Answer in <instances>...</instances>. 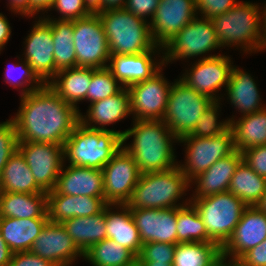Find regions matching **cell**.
Returning <instances> with one entry per match:
<instances>
[{
	"label": "cell",
	"mask_w": 266,
	"mask_h": 266,
	"mask_svg": "<svg viewBox=\"0 0 266 266\" xmlns=\"http://www.w3.org/2000/svg\"><path fill=\"white\" fill-rule=\"evenodd\" d=\"M20 98L18 112L10 118L18 142L63 145L79 122L77 109L65 102L48 84Z\"/></svg>",
	"instance_id": "1"
},
{
	"label": "cell",
	"mask_w": 266,
	"mask_h": 266,
	"mask_svg": "<svg viewBox=\"0 0 266 266\" xmlns=\"http://www.w3.org/2000/svg\"><path fill=\"white\" fill-rule=\"evenodd\" d=\"M133 137L130 144H126ZM178 139L162 120H133L122 136L124 147L134 158L141 174L161 172L178 165L173 143Z\"/></svg>",
	"instance_id": "2"
},
{
	"label": "cell",
	"mask_w": 266,
	"mask_h": 266,
	"mask_svg": "<svg viewBox=\"0 0 266 266\" xmlns=\"http://www.w3.org/2000/svg\"><path fill=\"white\" fill-rule=\"evenodd\" d=\"M260 7L258 3L239 1L227 12L211 18L220 46L237 47L245 54L258 53L263 38Z\"/></svg>",
	"instance_id": "3"
},
{
	"label": "cell",
	"mask_w": 266,
	"mask_h": 266,
	"mask_svg": "<svg viewBox=\"0 0 266 266\" xmlns=\"http://www.w3.org/2000/svg\"><path fill=\"white\" fill-rule=\"evenodd\" d=\"M124 133L92 129L78 122L63 144L64 163L68 161V165L102 170L123 146Z\"/></svg>",
	"instance_id": "4"
},
{
	"label": "cell",
	"mask_w": 266,
	"mask_h": 266,
	"mask_svg": "<svg viewBox=\"0 0 266 266\" xmlns=\"http://www.w3.org/2000/svg\"><path fill=\"white\" fill-rule=\"evenodd\" d=\"M190 181L177 165L173 169L161 172L141 174L126 205L130 209H170L190 203L186 196ZM185 194V195H184ZM179 199L184 202L178 203Z\"/></svg>",
	"instance_id": "5"
},
{
	"label": "cell",
	"mask_w": 266,
	"mask_h": 266,
	"mask_svg": "<svg viewBox=\"0 0 266 266\" xmlns=\"http://www.w3.org/2000/svg\"><path fill=\"white\" fill-rule=\"evenodd\" d=\"M98 15L107 37L110 55L141 54L156 46L149 22L125 8L106 9Z\"/></svg>",
	"instance_id": "6"
},
{
	"label": "cell",
	"mask_w": 266,
	"mask_h": 266,
	"mask_svg": "<svg viewBox=\"0 0 266 266\" xmlns=\"http://www.w3.org/2000/svg\"><path fill=\"white\" fill-rule=\"evenodd\" d=\"M203 223L208 242H215L221 248L232 236L244 210L248 207L230 191L201 198H190Z\"/></svg>",
	"instance_id": "7"
},
{
	"label": "cell",
	"mask_w": 266,
	"mask_h": 266,
	"mask_svg": "<svg viewBox=\"0 0 266 266\" xmlns=\"http://www.w3.org/2000/svg\"><path fill=\"white\" fill-rule=\"evenodd\" d=\"M212 101L208 96L188 87L180 79H175L168 94L162 121L170 128L172 134L180 139L193 131Z\"/></svg>",
	"instance_id": "8"
},
{
	"label": "cell",
	"mask_w": 266,
	"mask_h": 266,
	"mask_svg": "<svg viewBox=\"0 0 266 266\" xmlns=\"http://www.w3.org/2000/svg\"><path fill=\"white\" fill-rule=\"evenodd\" d=\"M220 48L222 49L210 19L197 16L162 47L164 67L179 59L215 57L217 54L208 56L207 53Z\"/></svg>",
	"instance_id": "9"
},
{
	"label": "cell",
	"mask_w": 266,
	"mask_h": 266,
	"mask_svg": "<svg viewBox=\"0 0 266 266\" xmlns=\"http://www.w3.org/2000/svg\"><path fill=\"white\" fill-rule=\"evenodd\" d=\"M178 143L184 144L186 153L178 166L189 181L235 150L231 128L215 137L183 136Z\"/></svg>",
	"instance_id": "10"
},
{
	"label": "cell",
	"mask_w": 266,
	"mask_h": 266,
	"mask_svg": "<svg viewBox=\"0 0 266 266\" xmlns=\"http://www.w3.org/2000/svg\"><path fill=\"white\" fill-rule=\"evenodd\" d=\"M76 67L106 68L110 58L107 37L98 14L73 20Z\"/></svg>",
	"instance_id": "11"
},
{
	"label": "cell",
	"mask_w": 266,
	"mask_h": 266,
	"mask_svg": "<svg viewBox=\"0 0 266 266\" xmlns=\"http://www.w3.org/2000/svg\"><path fill=\"white\" fill-rule=\"evenodd\" d=\"M162 71L161 68L151 78L127 87L133 120H162L173 84L165 78Z\"/></svg>",
	"instance_id": "12"
},
{
	"label": "cell",
	"mask_w": 266,
	"mask_h": 266,
	"mask_svg": "<svg viewBox=\"0 0 266 266\" xmlns=\"http://www.w3.org/2000/svg\"><path fill=\"white\" fill-rule=\"evenodd\" d=\"M104 200L107 204H126L141 173L132 155L121 147L103 168Z\"/></svg>",
	"instance_id": "13"
},
{
	"label": "cell",
	"mask_w": 266,
	"mask_h": 266,
	"mask_svg": "<svg viewBox=\"0 0 266 266\" xmlns=\"http://www.w3.org/2000/svg\"><path fill=\"white\" fill-rule=\"evenodd\" d=\"M36 184L44 191H53L64 164L63 145L54 143L18 142Z\"/></svg>",
	"instance_id": "14"
},
{
	"label": "cell",
	"mask_w": 266,
	"mask_h": 266,
	"mask_svg": "<svg viewBox=\"0 0 266 266\" xmlns=\"http://www.w3.org/2000/svg\"><path fill=\"white\" fill-rule=\"evenodd\" d=\"M232 67L233 62L228 55L218 54L215 57L198 59L179 79L198 93L212 100H221L220 97L224 96H218L217 93L221 88H227Z\"/></svg>",
	"instance_id": "15"
},
{
	"label": "cell",
	"mask_w": 266,
	"mask_h": 266,
	"mask_svg": "<svg viewBox=\"0 0 266 266\" xmlns=\"http://www.w3.org/2000/svg\"><path fill=\"white\" fill-rule=\"evenodd\" d=\"M197 16L195 0H159L149 22L154 43L163 47Z\"/></svg>",
	"instance_id": "16"
},
{
	"label": "cell",
	"mask_w": 266,
	"mask_h": 266,
	"mask_svg": "<svg viewBox=\"0 0 266 266\" xmlns=\"http://www.w3.org/2000/svg\"><path fill=\"white\" fill-rule=\"evenodd\" d=\"M38 18L25 38V50L22 55L37 77L44 84H48L55 76L52 28L42 15Z\"/></svg>",
	"instance_id": "17"
},
{
	"label": "cell",
	"mask_w": 266,
	"mask_h": 266,
	"mask_svg": "<svg viewBox=\"0 0 266 266\" xmlns=\"http://www.w3.org/2000/svg\"><path fill=\"white\" fill-rule=\"evenodd\" d=\"M29 251L57 266H72L77 257H84V253L77 247L63 225L50 220L47 221Z\"/></svg>",
	"instance_id": "18"
},
{
	"label": "cell",
	"mask_w": 266,
	"mask_h": 266,
	"mask_svg": "<svg viewBox=\"0 0 266 266\" xmlns=\"http://www.w3.org/2000/svg\"><path fill=\"white\" fill-rule=\"evenodd\" d=\"M160 52L163 53L162 47L156 45L152 50L141 54L110 55L107 68L123 87L127 88L151 78L163 68L164 60ZM156 54L158 56H155ZM159 54L161 59L156 60V57L160 58Z\"/></svg>",
	"instance_id": "19"
},
{
	"label": "cell",
	"mask_w": 266,
	"mask_h": 266,
	"mask_svg": "<svg viewBox=\"0 0 266 266\" xmlns=\"http://www.w3.org/2000/svg\"><path fill=\"white\" fill-rule=\"evenodd\" d=\"M142 244H177V207L170 209H130Z\"/></svg>",
	"instance_id": "20"
},
{
	"label": "cell",
	"mask_w": 266,
	"mask_h": 266,
	"mask_svg": "<svg viewBox=\"0 0 266 266\" xmlns=\"http://www.w3.org/2000/svg\"><path fill=\"white\" fill-rule=\"evenodd\" d=\"M266 239V214L255 206H248L235 230L222 247V256L239 259L251 248Z\"/></svg>",
	"instance_id": "21"
},
{
	"label": "cell",
	"mask_w": 266,
	"mask_h": 266,
	"mask_svg": "<svg viewBox=\"0 0 266 266\" xmlns=\"http://www.w3.org/2000/svg\"><path fill=\"white\" fill-rule=\"evenodd\" d=\"M54 189L64 195L104 198L103 172L64 163Z\"/></svg>",
	"instance_id": "22"
},
{
	"label": "cell",
	"mask_w": 266,
	"mask_h": 266,
	"mask_svg": "<svg viewBox=\"0 0 266 266\" xmlns=\"http://www.w3.org/2000/svg\"><path fill=\"white\" fill-rule=\"evenodd\" d=\"M82 114H79V122L84 126L104 131L113 130L106 126L115 124L131 115L130 95L127 88L123 87L115 95L92 102L89 104L86 115Z\"/></svg>",
	"instance_id": "23"
},
{
	"label": "cell",
	"mask_w": 266,
	"mask_h": 266,
	"mask_svg": "<svg viewBox=\"0 0 266 266\" xmlns=\"http://www.w3.org/2000/svg\"><path fill=\"white\" fill-rule=\"evenodd\" d=\"M107 203L104 198L59 194L55 189L47 192L48 218L62 223L74 217H87L101 212Z\"/></svg>",
	"instance_id": "24"
},
{
	"label": "cell",
	"mask_w": 266,
	"mask_h": 266,
	"mask_svg": "<svg viewBox=\"0 0 266 266\" xmlns=\"http://www.w3.org/2000/svg\"><path fill=\"white\" fill-rule=\"evenodd\" d=\"M242 161V153L234 150L228 156L217 160L210 168L190 181L195 186L191 198H201L228 191L236 167Z\"/></svg>",
	"instance_id": "25"
},
{
	"label": "cell",
	"mask_w": 266,
	"mask_h": 266,
	"mask_svg": "<svg viewBox=\"0 0 266 266\" xmlns=\"http://www.w3.org/2000/svg\"><path fill=\"white\" fill-rule=\"evenodd\" d=\"M105 222L107 238L128 248L138 256L143 244L130 208L126 204H107Z\"/></svg>",
	"instance_id": "26"
},
{
	"label": "cell",
	"mask_w": 266,
	"mask_h": 266,
	"mask_svg": "<svg viewBox=\"0 0 266 266\" xmlns=\"http://www.w3.org/2000/svg\"><path fill=\"white\" fill-rule=\"evenodd\" d=\"M251 74L233 65L227 88V99L241 116L266 108L262 105L258 85Z\"/></svg>",
	"instance_id": "27"
},
{
	"label": "cell",
	"mask_w": 266,
	"mask_h": 266,
	"mask_svg": "<svg viewBox=\"0 0 266 266\" xmlns=\"http://www.w3.org/2000/svg\"><path fill=\"white\" fill-rule=\"evenodd\" d=\"M92 79V68L72 67L60 70L48 85L67 103L73 105L78 113V102L87 100V91Z\"/></svg>",
	"instance_id": "28"
},
{
	"label": "cell",
	"mask_w": 266,
	"mask_h": 266,
	"mask_svg": "<svg viewBox=\"0 0 266 266\" xmlns=\"http://www.w3.org/2000/svg\"><path fill=\"white\" fill-rule=\"evenodd\" d=\"M48 218L47 193H0V218Z\"/></svg>",
	"instance_id": "29"
},
{
	"label": "cell",
	"mask_w": 266,
	"mask_h": 266,
	"mask_svg": "<svg viewBox=\"0 0 266 266\" xmlns=\"http://www.w3.org/2000/svg\"><path fill=\"white\" fill-rule=\"evenodd\" d=\"M49 218H0V232L13 253L29 251Z\"/></svg>",
	"instance_id": "30"
},
{
	"label": "cell",
	"mask_w": 266,
	"mask_h": 266,
	"mask_svg": "<svg viewBox=\"0 0 266 266\" xmlns=\"http://www.w3.org/2000/svg\"><path fill=\"white\" fill-rule=\"evenodd\" d=\"M233 132L234 149L242 152L248 148L266 145V108L252 114L227 118Z\"/></svg>",
	"instance_id": "31"
},
{
	"label": "cell",
	"mask_w": 266,
	"mask_h": 266,
	"mask_svg": "<svg viewBox=\"0 0 266 266\" xmlns=\"http://www.w3.org/2000/svg\"><path fill=\"white\" fill-rule=\"evenodd\" d=\"M61 224L83 253L92 245L107 238L105 208L96 215L74 217Z\"/></svg>",
	"instance_id": "32"
},
{
	"label": "cell",
	"mask_w": 266,
	"mask_h": 266,
	"mask_svg": "<svg viewBox=\"0 0 266 266\" xmlns=\"http://www.w3.org/2000/svg\"><path fill=\"white\" fill-rule=\"evenodd\" d=\"M42 193L25 157L17 151L9 158L0 175V193Z\"/></svg>",
	"instance_id": "33"
},
{
	"label": "cell",
	"mask_w": 266,
	"mask_h": 266,
	"mask_svg": "<svg viewBox=\"0 0 266 266\" xmlns=\"http://www.w3.org/2000/svg\"><path fill=\"white\" fill-rule=\"evenodd\" d=\"M52 28L54 44L55 75L58 71L76 67V52L73 40V20H60L42 17Z\"/></svg>",
	"instance_id": "34"
},
{
	"label": "cell",
	"mask_w": 266,
	"mask_h": 266,
	"mask_svg": "<svg viewBox=\"0 0 266 266\" xmlns=\"http://www.w3.org/2000/svg\"><path fill=\"white\" fill-rule=\"evenodd\" d=\"M228 191L247 206H255L266 191V178L257 174L242 160L236 167Z\"/></svg>",
	"instance_id": "35"
},
{
	"label": "cell",
	"mask_w": 266,
	"mask_h": 266,
	"mask_svg": "<svg viewBox=\"0 0 266 266\" xmlns=\"http://www.w3.org/2000/svg\"><path fill=\"white\" fill-rule=\"evenodd\" d=\"M83 259L92 266H131L137 261V256L128 248L106 238L92 245L84 253Z\"/></svg>",
	"instance_id": "36"
},
{
	"label": "cell",
	"mask_w": 266,
	"mask_h": 266,
	"mask_svg": "<svg viewBox=\"0 0 266 266\" xmlns=\"http://www.w3.org/2000/svg\"><path fill=\"white\" fill-rule=\"evenodd\" d=\"M222 256V248L215 242L176 244L173 266H211Z\"/></svg>",
	"instance_id": "37"
},
{
	"label": "cell",
	"mask_w": 266,
	"mask_h": 266,
	"mask_svg": "<svg viewBox=\"0 0 266 266\" xmlns=\"http://www.w3.org/2000/svg\"><path fill=\"white\" fill-rule=\"evenodd\" d=\"M191 242H208V234L201 216L190 202L177 207V244Z\"/></svg>",
	"instance_id": "38"
},
{
	"label": "cell",
	"mask_w": 266,
	"mask_h": 266,
	"mask_svg": "<svg viewBox=\"0 0 266 266\" xmlns=\"http://www.w3.org/2000/svg\"><path fill=\"white\" fill-rule=\"evenodd\" d=\"M220 101L213 100L205 109L199 121L195 125L193 131L186 136L196 137H215L225 133L230 128V122L228 119L224 121H218L219 110L221 109Z\"/></svg>",
	"instance_id": "39"
},
{
	"label": "cell",
	"mask_w": 266,
	"mask_h": 266,
	"mask_svg": "<svg viewBox=\"0 0 266 266\" xmlns=\"http://www.w3.org/2000/svg\"><path fill=\"white\" fill-rule=\"evenodd\" d=\"M123 85L112 75L106 67L101 69L92 68V79L87 91V101L96 102L117 94Z\"/></svg>",
	"instance_id": "40"
},
{
	"label": "cell",
	"mask_w": 266,
	"mask_h": 266,
	"mask_svg": "<svg viewBox=\"0 0 266 266\" xmlns=\"http://www.w3.org/2000/svg\"><path fill=\"white\" fill-rule=\"evenodd\" d=\"M20 60L19 64L11 65L6 68V72H4V81L14 88H22L20 89V96H23L41 88L44 83L37 77L25 59ZM14 73L19 74H17V78L13 76L15 75Z\"/></svg>",
	"instance_id": "41"
},
{
	"label": "cell",
	"mask_w": 266,
	"mask_h": 266,
	"mask_svg": "<svg viewBox=\"0 0 266 266\" xmlns=\"http://www.w3.org/2000/svg\"><path fill=\"white\" fill-rule=\"evenodd\" d=\"M176 245L170 243L147 242L137 256L139 263H173Z\"/></svg>",
	"instance_id": "42"
},
{
	"label": "cell",
	"mask_w": 266,
	"mask_h": 266,
	"mask_svg": "<svg viewBox=\"0 0 266 266\" xmlns=\"http://www.w3.org/2000/svg\"><path fill=\"white\" fill-rule=\"evenodd\" d=\"M18 149V138L14 123L9 119L0 123V175L9 158Z\"/></svg>",
	"instance_id": "43"
},
{
	"label": "cell",
	"mask_w": 266,
	"mask_h": 266,
	"mask_svg": "<svg viewBox=\"0 0 266 266\" xmlns=\"http://www.w3.org/2000/svg\"><path fill=\"white\" fill-rule=\"evenodd\" d=\"M60 13V20H77L91 13L85 7L84 0H54L51 10Z\"/></svg>",
	"instance_id": "44"
},
{
	"label": "cell",
	"mask_w": 266,
	"mask_h": 266,
	"mask_svg": "<svg viewBox=\"0 0 266 266\" xmlns=\"http://www.w3.org/2000/svg\"><path fill=\"white\" fill-rule=\"evenodd\" d=\"M237 0H195L197 15L211 19L230 10Z\"/></svg>",
	"instance_id": "45"
},
{
	"label": "cell",
	"mask_w": 266,
	"mask_h": 266,
	"mask_svg": "<svg viewBox=\"0 0 266 266\" xmlns=\"http://www.w3.org/2000/svg\"><path fill=\"white\" fill-rule=\"evenodd\" d=\"M242 153V160L257 174L266 178V145L248 148Z\"/></svg>",
	"instance_id": "46"
},
{
	"label": "cell",
	"mask_w": 266,
	"mask_h": 266,
	"mask_svg": "<svg viewBox=\"0 0 266 266\" xmlns=\"http://www.w3.org/2000/svg\"><path fill=\"white\" fill-rule=\"evenodd\" d=\"M158 4L159 0H127L124 8L137 17L150 22L156 12ZM146 17H149L150 20Z\"/></svg>",
	"instance_id": "47"
},
{
	"label": "cell",
	"mask_w": 266,
	"mask_h": 266,
	"mask_svg": "<svg viewBox=\"0 0 266 266\" xmlns=\"http://www.w3.org/2000/svg\"><path fill=\"white\" fill-rule=\"evenodd\" d=\"M9 266H57L53 262L44 259L30 251L16 252L12 254Z\"/></svg>",
	"instance_id": "48"
},
{
	"label": "cell",
	"mask_w": 266,
	"mask_h": 266,
	"mask_svg": "<svg viewBox=\"0 0 266 266\" xmlns=\"http://www.w3.org/2000/svg\"><path fill=\"white\" fill-rule=\"evenodd\" d=\"M239 260L246 266H266V239L243 254Z\"/></svg>",
	"instance_id": "49"
},
{
	"label": "cell",
	"mask_w": 266,
	"mask_h": 266,
	"mask_svg": "<svg viewBox=\"0 0 266 266\" xmlns=\"http://www.w3.org/2000/svg\"><path fill=\"white\" fill-rule=\"evenodd\" d=\"M8 7L14 14L30 17V0H8Z\"/></svg>",
	"instance_id": "50"
},
{
	"label": "cell",
	"mask_w": 266,
	"mask_h": 266,
	"mask_svg": "<svg viewBox=\"0 0 266 266\" xmlns=\"http://www.w3.org/2000/svg\"><path fill=\"white\" fill-rule=\"evenodd\" d=\"M11 26L9 20H7L6 15L0 13V52L8 43L11 37Z\"/></svg>",
	"instance_id": "51"
},
{
	"label": "cell",
	"mask_w": 266,
	"mask_h": 266,
	"mask_svg": "<svg viewBox=\"0 0 266 266\" xmlns=\"http://www.w3.org/2000/svg\"><path fill=\"white\" fill-rule=\"evenodd\" d=\"M54 0H30V17L33 18L37 14L48 13L47 11H51V7Z\"/></svg>",
	"instance_id": "52"
},
{
	"label": "cell",
	"mask_w": 266,
	"mask_h": 266,
	"mask_svg": "<svg viewBox=\"0 0 266 266\" xmlns=\"http://www.w3.org/2000/svg\"><path fill=\"white\" fill-rule=\"evenodd\" d=\"M13 252L5 243L0 232V266H9Z\"/></svg>",
	"instance_id": "53"
},
{
	"label": "cell",
	"mask_w": 266,
	"mask_h": 266,
	"mask_svg": "<svg viewBox=\"0 0 266 266\" xmlns=\"http://www.w3.org/2000/svg\"><path fill=\"white\" fill-rule=\"evenodd\" d=\"M85 7L91 14L104 11V0H84Z\"/></svg>",
	"instance_id": "54"
},
{
	"label": "cell",
	"mask_w": 266,
	"mask_h": 266,
	"mask_svg": "<svg viewBox=\"0 0 266 266\" xmlns=\"http://www.w3.org/2000/svg\"><path fill=\"white\" fill-rule=\"evenodd\" d=\"M127 0H104V10L112 8H124Z\"/></svg>",
	"instance_id": "55"
},
{
	"label": "cell",
	"mask_w": 266,
	"mask_h": 266,
	"mask_svg": "<svg viewBox=\"0 0 266 266\" xmlns=\"http://www.w3.org/2000/svg\"><path fill=\"white\" fill-rule=\"evenodd\" d=\"M255 207L266 214V191L263 193L261 199L255 204Z\"/></svg>",
	"instance_id": "56"
},
{
	"label": "cell",
	"mask_w": 266,
	"mask_h": 266,
	"mask_svg": "<svg viewBox=\"0 0 266 266\" xmlns=\"http://www.w3.org/2000/svg\"><path fill=\"white\" fill-rule=\"evenodd\" d=\"M227 257L221 256L216 262L211 266H230V258L227 260Z\"/></svg>",
	"instance_id": "57"
},
{
	"label": "cell",
	"mask_w": 266,
	"mask_h": 266,
	"mask_svg": "<svg viewBox=\"0 0 266 266\" xmlns=\"http://www.w3.org/2000/svg\"><path fill=\"white\" fill-rule=\"evenodd\" d=\"M142 266H173L172 263H140Z\"/></svg>",
	"instance_id": "58"
},
{
	"label": "cell",
	"mask_w": 266,
	"mask_h": 266,
	"mask_svg": "<svg viewBox=\"0 0 266 266\" xmlns=\"http://www.w3.org/2000/svg\"><path fill=\"white\" fill-rule=\"evenodd\" d=\"M230 266H246L243 262L239 259L230 258Z\"/></svg>",
	"instance_id": "59"
},
{
	"label": "cell",
	"mask_w": 266,
	"mask_h": 266,
	"mask_svg": "<svg viewBox=\"0 0 266 266\" xmlns=\"http://www.w3.org/2000/svg\"><path fill=\"white\" fill-rule=\"evenodd\" d=\"M131 266H142V264H140L138 261H136L133 265Z\"/></svg>",
	"instance_id": "60"
}]
</instances>
